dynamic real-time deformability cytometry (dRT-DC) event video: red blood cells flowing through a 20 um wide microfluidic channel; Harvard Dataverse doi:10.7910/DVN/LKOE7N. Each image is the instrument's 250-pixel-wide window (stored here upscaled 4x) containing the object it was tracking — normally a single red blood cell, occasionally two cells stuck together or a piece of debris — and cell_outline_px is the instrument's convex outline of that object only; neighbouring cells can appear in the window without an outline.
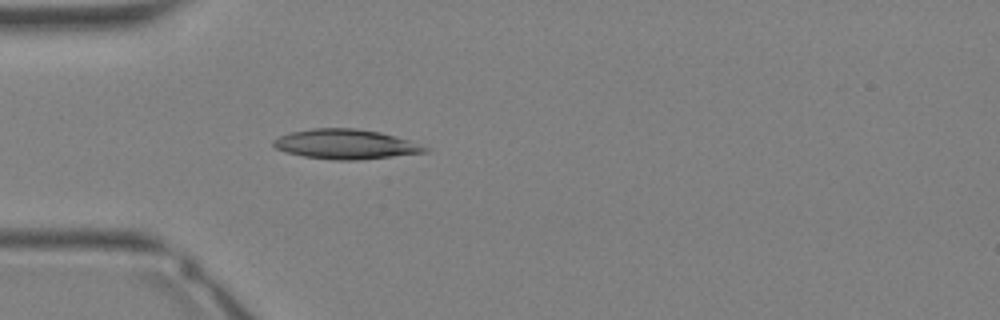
{"species": "Egyptian fruit bat (a non-hibernating species)", "species_latin": "Rousettus aegyptiacus", "temperature_condition": "warm", "stored_images_in_passage": 6, "camera_frame_rate_fps": 3000, "um_per_image_px": 0.085, "animal": {"sex": "female"}, "frame": {"image": 1, "passage_image": 4, "time_ms": 1.0, "image_size_px": [1000, 320], "cell_outline_px": [[428, 152], [356, 160], [336, 160], [304, 156], [284, 152], [276, 148], [272, 144], [272, 140], [280, 136], [292, 132], [312, 128], [356, 128], [380, 132], [396, 136], [408, 140], [428, 148]], "centroid_in_image_um": [29.35, 12.25], "position_along_channel_um": 55.7, "area_um2": 26.07}}